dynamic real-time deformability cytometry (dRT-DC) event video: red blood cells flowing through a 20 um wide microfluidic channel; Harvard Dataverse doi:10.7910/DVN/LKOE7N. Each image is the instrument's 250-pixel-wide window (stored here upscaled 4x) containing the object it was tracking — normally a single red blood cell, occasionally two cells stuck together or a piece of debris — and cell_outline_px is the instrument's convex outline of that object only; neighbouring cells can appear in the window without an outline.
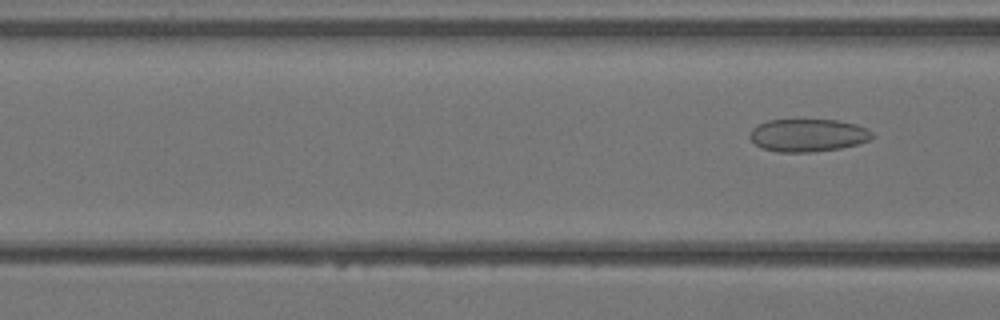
{"species": "Egyptian fruit bat (a non-hibernating species)", "species_latin": "Rousettus aegyptiacus", "temperature_condition": "warm", "stored_images_in_passage": 3, "segment_of_instrument_passage": [2, 2], "camera_frame_rate_fps": 3000, "um_per_image_px": 0.085, "animal": {"sex": "female"}, "frame": {"image": 1, "passage_image": 3, "time_ms": 0.667, "image_size_px": [1000, 320], "cell_outline_px": [[876, 136], [868, 140], [856, 144], [840, 148], [812, 152], [776, 152], [760, 148], [748, 136], [752, 128], [756, 124], [768, 120], [840, 120], [856, 124], [868, 128]], "centroid_in_image_um": [68.66, 11.49], "position_along_channel_um": 97.9, "area_um2": 23.58}}